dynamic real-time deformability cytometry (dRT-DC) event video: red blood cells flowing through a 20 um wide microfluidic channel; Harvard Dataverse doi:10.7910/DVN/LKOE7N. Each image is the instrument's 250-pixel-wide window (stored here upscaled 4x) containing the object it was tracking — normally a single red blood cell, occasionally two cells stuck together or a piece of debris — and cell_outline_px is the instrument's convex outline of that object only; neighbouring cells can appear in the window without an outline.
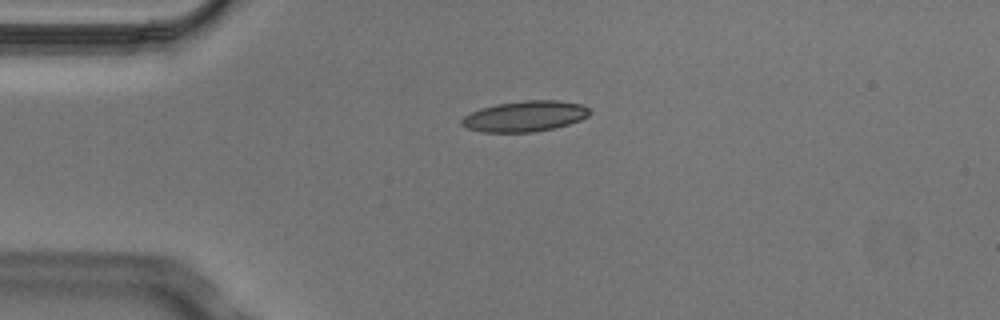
{"species": "Egyptian fruit bat (a non-hibernating species)", "species_latin": "Rousettus aegyptiacus", "temperature_condition": "cold", "stored_images_in_passage": 5, "camera_frame_rate_fps": 3000, "um_per_image_px": 0.085, "animal": {"sex": "male"}, "frame": {"image": 1, "passage_image": 4, "time_ms": 1.0, "image_size_px": [1000, 320], "cell_outline_px": [[592, 112], [588, 116], [580, 120], [568, 124], [552, 128], [532, 132], [480, 132], [468, 128], [460, 124], [460, 120], [464, 116], [480, 108], [496, 104], [524, 100], [560, 100], [580, 104], [588, 108]], "centroid_in_image_um": [44.6, 9.87], "position_along_channel_um": 40.4, "area_um2": 22.89}}